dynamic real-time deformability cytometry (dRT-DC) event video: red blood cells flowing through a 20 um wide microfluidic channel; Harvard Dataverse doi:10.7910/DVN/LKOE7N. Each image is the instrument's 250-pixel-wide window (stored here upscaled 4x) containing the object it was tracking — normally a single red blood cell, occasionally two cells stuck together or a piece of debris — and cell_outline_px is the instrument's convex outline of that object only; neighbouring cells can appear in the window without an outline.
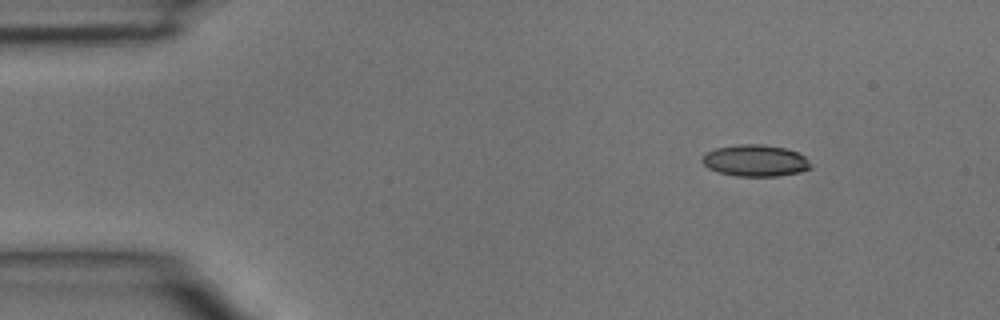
{"species": "common noctule bat (a hibernating species)", "species_latin": "Nyctalus noctula", "temperature_condition": "room temperature", "stored_images_in_passage": 3, "camera_frame_rate_fps": 3000, "um_per_image_px": 0.085, "animal": {"sex": "male", "body_mass_g": 15.6}, "frame": {"image": 1, "passage_image": 1, "time_ms": 0.0, "image_size_px": [1000, 320], "cell_outline_px": [[812, 168], [800, 172], [776, 176], [736, 176], [720, 172], [708, 168], [700, 160], [704, 152], [716, 148], [740, 144], [764, 144], [784, 148], [796, 152], [804, 156]], "centroid_in_image_um": [64.16, 13.65], "position_along_channel_um": 20.8, "area_um2": 19.94}}
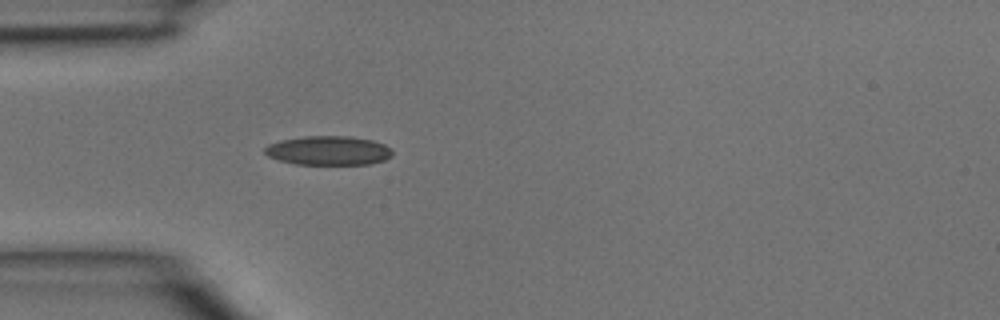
{"frame": {"image": 2, "passage_image": 3, "time_ms": 0.667, "image_size_px": [1000, 320], "cell_outline_px": [[392, 156], [384, 160], [368, 164], [296, 164], [280, 160], [268, 156], [264, 152], [264, 148], [268, 144], [280, 140], [304, 136], [348, 136], [372, 140], [384, 144], [392, 148]], "centroid_in_image_um": [27.92, 12.79], "position_along_channel_um": 57.1, "area_um2": 21.68}}